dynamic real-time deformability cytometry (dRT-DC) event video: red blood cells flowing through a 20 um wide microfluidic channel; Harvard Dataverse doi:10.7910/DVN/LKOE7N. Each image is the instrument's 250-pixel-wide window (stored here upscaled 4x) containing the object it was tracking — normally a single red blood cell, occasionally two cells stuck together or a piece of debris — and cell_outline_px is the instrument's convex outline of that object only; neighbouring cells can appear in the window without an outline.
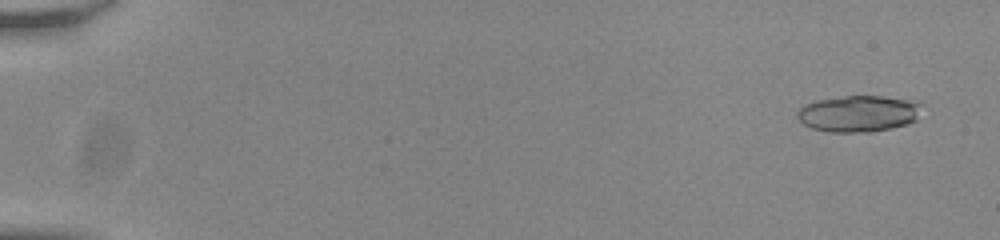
{"species": "common noctule bat (a hibernating species)", "species_latin": "Nyctalus noctula", "temperature_condition": "room temperature", "stored_images_in_passage": 55, "segment_of_instrument_passage": [1, 2], "camera_frame_rate_fps": 3000, "um_per_image_px": 0.085, "animal": {"sex": "male", "body_mass_g": 20.0, "forearm_length_mm": 53.3}, "frame": {"image": 1, "passage_image": 2, "time_ms": 0.333, "image_size_px": [1000, 240], "cell_outline_px": [[924, 104], [916, 120], [908, 124], [892, 128], [872, 132], [828, 132], [812, 128], [804, 124], [796, 116], [796, 112], [804, 104], [816, 100], [844, 96], [880, 96], [920, 100]], "centroid_in_image_um": [73.03, 9.65], "position_along_channel_um": 12.0, "area_um2": 26.93}}
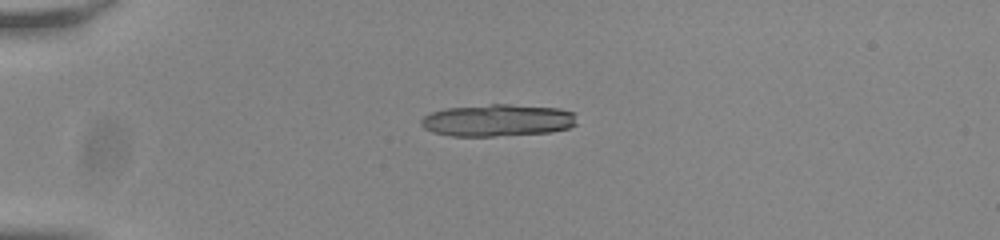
{"frame": {"image": 2, "passage_image": 14, "time_ms": 4.333, "image_size_px": [1000, 240], "cell_outline_px": [[576, 124], [568, 128], [552, 132], [492, 136], [452, 136], [432, 132], [424, 128], [420, 124], [420, 120], [424, 116], [432, 112], [448, 108], [492, 104], [508, 104], [560, 108], [576, 112]], "centroid_in_image_um": [42.33, 10.22], "position_along_channel_um": 42.7, "area_um2": 29.25}}